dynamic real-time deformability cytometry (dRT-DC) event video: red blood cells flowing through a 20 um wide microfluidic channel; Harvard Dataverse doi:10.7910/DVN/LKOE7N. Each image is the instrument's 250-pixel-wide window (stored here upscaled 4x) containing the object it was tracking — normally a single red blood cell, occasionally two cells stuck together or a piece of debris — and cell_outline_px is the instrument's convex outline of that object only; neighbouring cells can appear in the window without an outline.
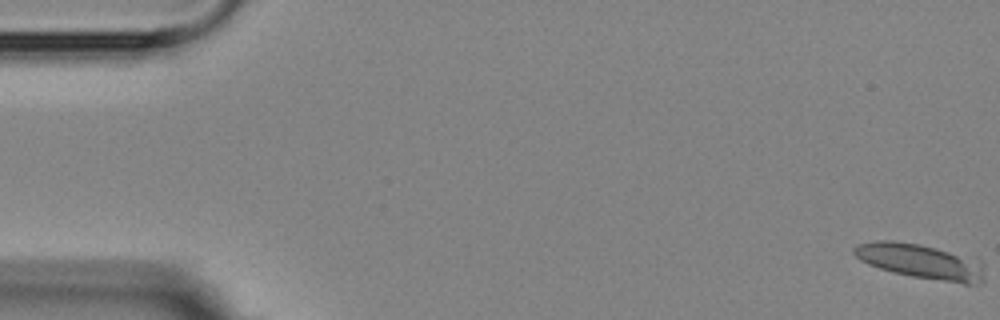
{"species": "Egyptian fruit bat (a non-hibernating species)", "species_latin": "Rousettus aegyptiacus", "temperature_condition": "room temperature", "stored_images_in_passage": 7, "camera_frame_rate_fps": 3000, "um_per_image_px": 0.085, "animal": {"sex": "female"}, "frame": {"image": 1, "passage_image": 1, "time_ms": 0.0, "image_size_px": [1000, 320], "cell_outline_px": [[984, 280], [980, 284], [964, 284], [912, 276], [892, 272], [868, 264], [860, 260], [852, 252], [852, 248], [856, 244], [876, 240], [892, 240], [920, 244], [936, 248], [980, 260], [984, 264]], "centroid_in_image_um": [78.26, 22.21], "position_along_channel_um": 6.7, "area_um2": 26.65}}
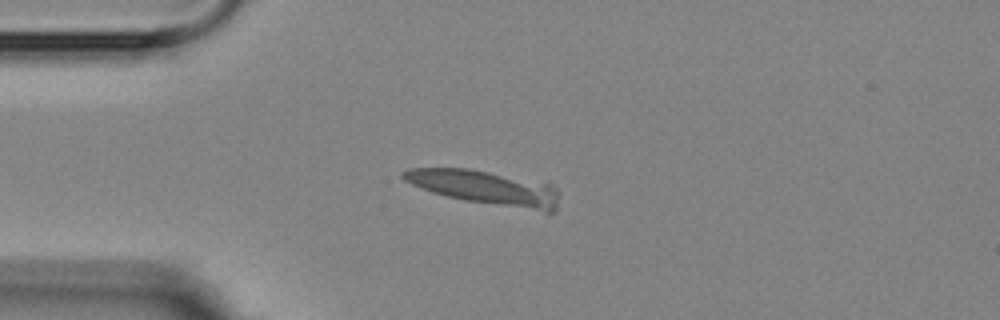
{"frame": {"image": 2, "passage_image": 5, "time_ms": 4.667, "image_size_px": [1000, 320], "cell_outline_px": [[556, 212], [544, 212], [468, 200], [448, 196], [432, 192], [412, 184], [404, 180], [400, 176], [400, 172], [408, 168], [468, 168], [548, 180], [556, 188]], "centroid_in_image_um": [41.31, 15.91], "position_along_channel_um": 43.7, "area_um2": 31.5}}